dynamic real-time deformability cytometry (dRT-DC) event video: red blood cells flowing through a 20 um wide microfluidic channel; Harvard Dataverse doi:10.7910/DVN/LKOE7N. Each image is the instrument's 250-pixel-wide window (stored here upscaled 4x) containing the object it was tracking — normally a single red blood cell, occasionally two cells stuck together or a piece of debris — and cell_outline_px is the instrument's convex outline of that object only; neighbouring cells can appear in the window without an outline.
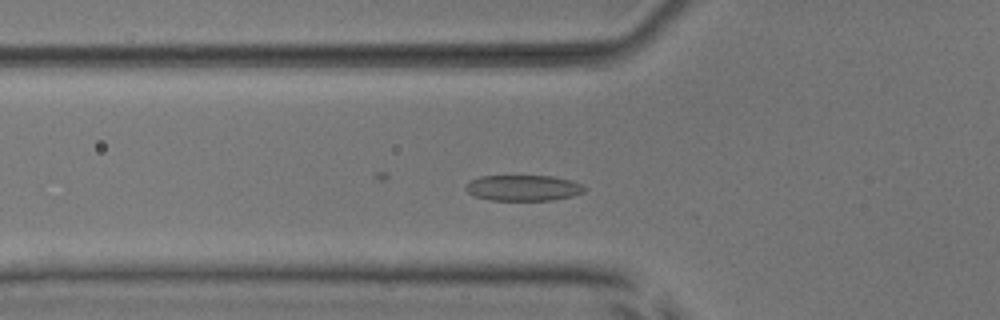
{"species": "common noctule bat (a hibernating species)", "species_latin": "Nyctalus noctula", "temperature_condition": "room temperature", "stored_images_in_passage": 33, "camera_frame_rate_fps": 3000, "um_per_image_px": 0.085, "animal": {"sex": "male", "body_mass_g": 17.9, "forearm_length_mm": 54.2}, "frame": {"image": 1, "passage_image": 9, "time_ms": 2.667, "image_size_px": [1000, 320], "cell_outline_px": [[588, 188], [584, 192], [572, 196], [552, 200], [492, 200], [476, 196], [468, 192], [464, 188], [472, 180], [480, 176], [552, 176], [568, 180], [580, 184]], "centroid_in_image_um": [44.5, 15.97], "position_along_channel_um": 81.3, "area_um2": 17.63}}
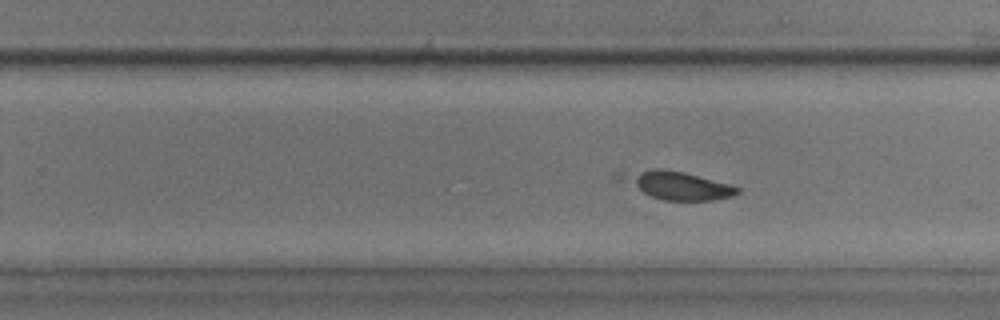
{"frame": {"image": 2, "passage_image": 24, "time_ms": 7.667, "image_size_px": [1000, 320], "cell_outline_px": [[740, 192], [732, 196], [712, 200], [664, 200], [652, 196], [616, 180], [612, 176], [616, 172], [652, 168], [660, 168], [684, 172], [732, 184], [740, 188]], "centroid_in_image_um": [57.45, 15.71], "position_along_channel_um": 272.4, "area_um2": 19.48}}
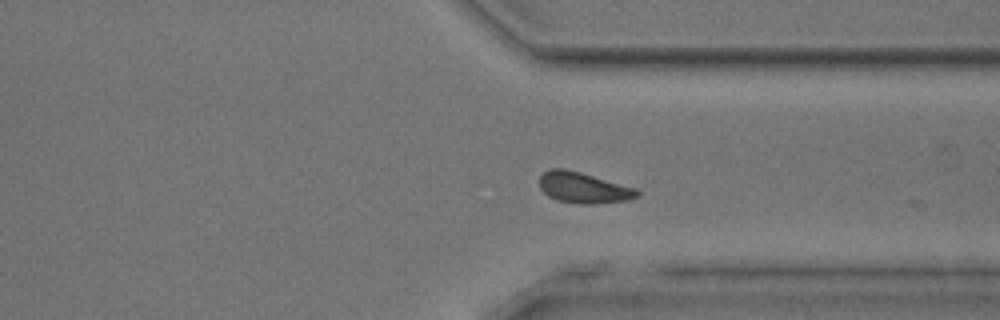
{"frame": {"image": 3, "passage_image": 31, "time_ms": 10.0, "image_size_px": [1000, 320], "cell_outline_px": [[640, 196], [628, 200], [592, 204], [580, 204], [556, 200], [548, 196], [540, 188], [540, 176], [548, 168], [564, 168], [580, 172], [636, 188], [640, 192]], "centroid_in_image_um": [49.59, 15.96], "position_along_channel_um": 361.8, "area_um2": 17.63}}